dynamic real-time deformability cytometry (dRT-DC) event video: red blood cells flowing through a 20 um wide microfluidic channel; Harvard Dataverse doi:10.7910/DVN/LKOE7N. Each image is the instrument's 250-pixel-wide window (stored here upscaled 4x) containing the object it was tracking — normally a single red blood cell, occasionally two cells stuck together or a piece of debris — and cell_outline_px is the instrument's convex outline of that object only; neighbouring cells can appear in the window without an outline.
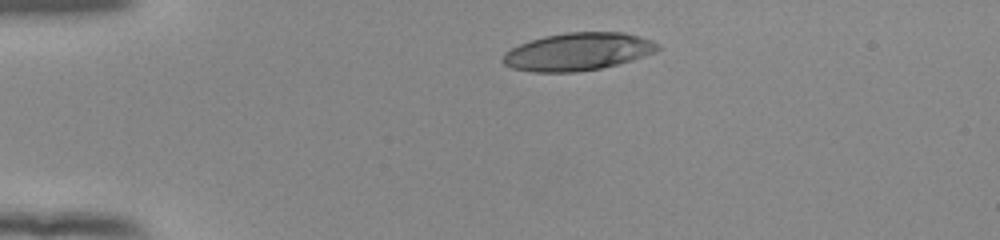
{"species": "human", "species_latin": "Homo sapiens", "temperature_condition": "room temperature", "stored_images_in_passage": 34, "camera_frame_rate_fps": 3000, "um_per_image_px": 0.085, "donor": {"sex": "female"}, "frame": {"image": 1, "passage_image": 1, "time_ms": 0.0, "image_size_px": [1000, 240], "cell_outline_px": [[660, 48], [656, 52], [632, 60], [600, 68], [576, 72], [532, 72], [512, 68], [504, 64], [500, 60], [504, 52], [520, 44], [544, 36], [568, 32], [624, 32], [640, 36], [652, 40], [660, 44]], "centroid_in_image_um": [49.12, 4.39], "position_along_channel_um": 35.9, "area_um2": 34.1}}
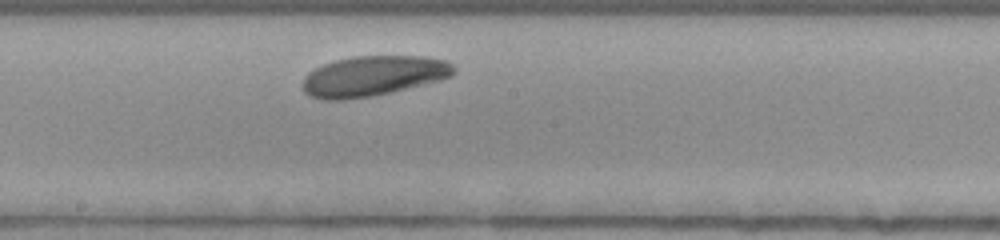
{"frame": {"image": 2, "passage_image": 20, "time_ms": 6.333, "image_size_px": [1000, 240], "cell_outline_px": [[456, 72], [452, 76], [440, 80], [392, 92], [372, 96], [344, 100], [320, 100], [308, 96], [304, 92], [304, 76], [308, 72], [324, 64], [336, 60], [352, 56], [424, 56], [448, 60], [456, 68]], "centroid_in_image_um": [31.74, 6.46], "position_along_channel_um": 216.5, "area_um2": 35.72}}
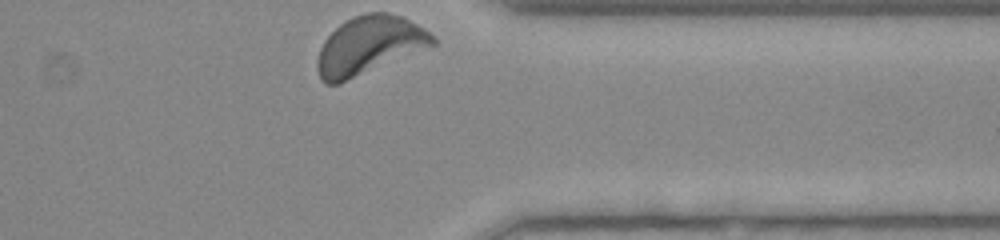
{"frame": {"image": 3, "passage_image": 34, "time_ms": 11.0, "image_size_px": [1000, 240], "cell_outline_px": [[436, 44], [340, 84], [324, 84], [320, 80], [316, 68], [316, 60], [320, 48], [324, 40], [340, 24], [352, 16], [368, 12], [388, 12], [404, 16], [424, 28], [436, 36]], "centroid_in_image_um": [31.37, 3.86], "position_along_channel_um": 380.0, "area_um2": 39.42}, "authors_computed_cell_mechanics": {"area_um2": 35.3158, "velocity_mm_per_s": 3.6175, "shape_relaxation_time_tau1_ms": 1.3304, "shape_relaxation_time_tau2_ms": null, "deformation_change_tau1": 0.0974, "deformation_change_tau2": null}}